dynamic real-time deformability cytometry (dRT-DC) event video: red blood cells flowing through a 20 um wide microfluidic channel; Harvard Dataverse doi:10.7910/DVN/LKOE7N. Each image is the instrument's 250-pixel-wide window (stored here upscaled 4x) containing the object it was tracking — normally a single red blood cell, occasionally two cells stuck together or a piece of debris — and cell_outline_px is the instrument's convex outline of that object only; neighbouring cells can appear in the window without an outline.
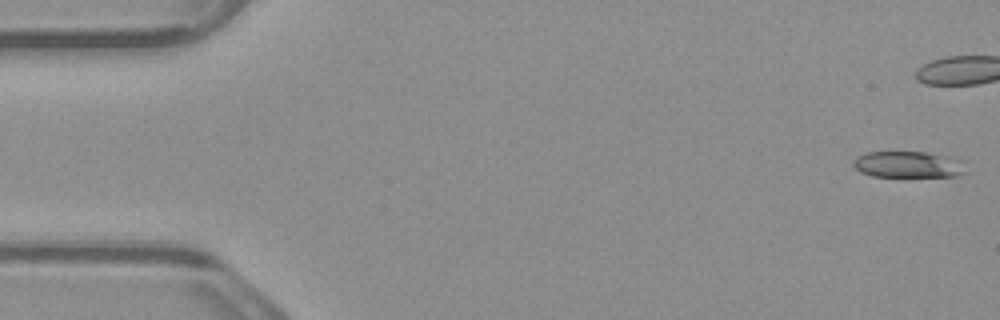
{"species": "common noctule bat (a hibernating species)", "species_latin": "Nyctalus noctula", "temperature_condition": "warm", "stored_images_in_passage": 9, "camera_frame_rate_fps": 3000, "um_per_image_px": 0.085, "animal": {"sex": "male", "body_mass_g": 23.1, "forearm_length_mm": 52.7}, "frame": {"image": 1, "passage_image": 1, "time_ms": 0.0, "image_size_px": [1000, 320], "cell_outline_px": [[968, 172], [956, 176], [872, 176], [860, 172], [852, 164], [852, 160], [856, 156], [868, 152], [928, 152], [960, 156], [968, 160]], "centroid_in_image_um": [77.37, 13.96], "position_along_channel_um": 7.6, "area_um2": 18.15}}